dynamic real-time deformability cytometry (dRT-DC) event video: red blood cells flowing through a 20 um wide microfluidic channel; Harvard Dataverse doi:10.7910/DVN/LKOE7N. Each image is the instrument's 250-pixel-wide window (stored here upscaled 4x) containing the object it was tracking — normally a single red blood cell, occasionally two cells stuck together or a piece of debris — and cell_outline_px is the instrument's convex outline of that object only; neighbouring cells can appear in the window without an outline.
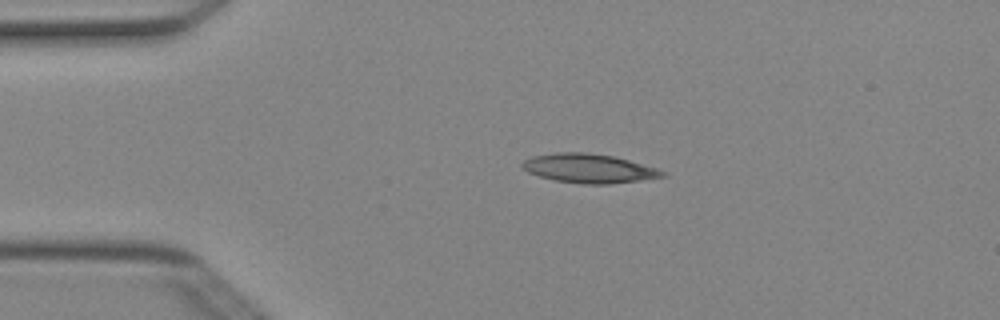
{"species": "Egyptian fruit bat (a non-hibernating species)", "species_latin": "Rousettus aegyptiacus", "temperature_condition": "cold", "stored_images_in_passage": 3, "camera_frame_rate_fps": 3000, "um_per_image_px": 0.085, "animal": {"sex": "female"}, "frame": {"image": 1, "passage_image": 2, "time_ms": 0.333, "image_size_px": [1000, 320], "cell_outline_px": [[668, 176], [640, 180], [608, 184], [584, 184], [556, 180], [540, 176], [528, 172], [520, 168], [520, 164], [524, 160], [532, 156], [556, 152], [588, 152], [612, 156], [628, 160], [656, 168], [668, 172]], "centroid_in_image_um": [50.05, 14.31], "position_along_channel_um": 35.0, "area_um2": 23.76}}